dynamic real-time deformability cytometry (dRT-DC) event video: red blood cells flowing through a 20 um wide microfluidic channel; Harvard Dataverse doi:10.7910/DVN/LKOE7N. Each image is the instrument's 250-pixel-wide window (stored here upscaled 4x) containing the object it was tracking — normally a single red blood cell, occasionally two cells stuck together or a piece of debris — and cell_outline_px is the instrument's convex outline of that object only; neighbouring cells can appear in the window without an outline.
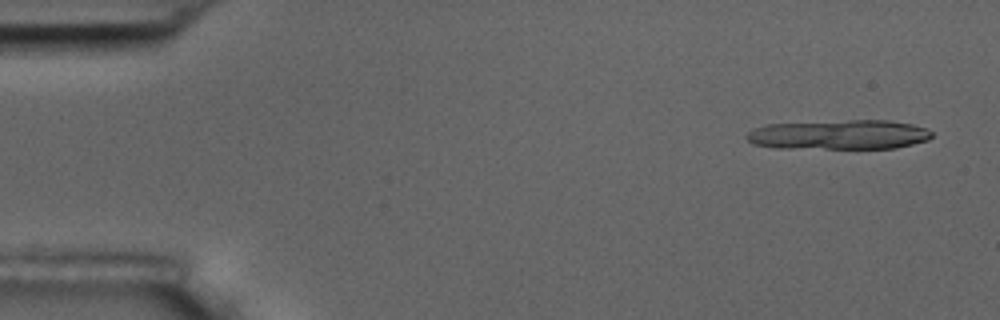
{"species": "common noctule bat (a hibernating species)", "species_latin": "Nyctalus noctula", "temperature_condition": "room temperature", "stored_images_in_passage": 6, "camera_frame_rate_fps": 3000, "um_per_image_px": 0.085, "animal": {"sex": "male", "body_mass_g": 17.5, "forearm_length_mm": 52.3}, "frame": {"image": 1, "passage_image": 1, "time_ms": 0.0, "image_size_px": [1000, 320], "cell_outline_px": [[932, 136], [928, 140], [896, 148], [772, 148], [752, 144], [744, 136], [752, 128], [768, 124], [848, 120], [888, 120], [912, 124], [928, 128], [932, 132]], "centroid_in_image_um": [71.3, 11.45], "position_along_channel_um": 13.7, "area_um2": 32.19}}
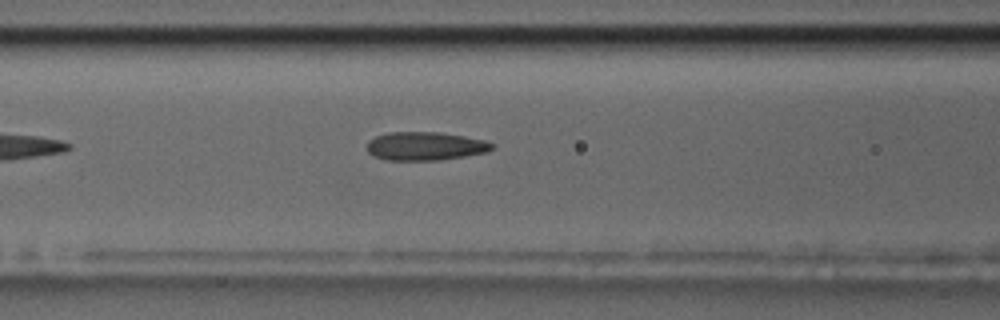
{"frame": {"image": 2, "passage_image": 6, "time_ms": 6.667, "image_size_px": [1000, 320], "cell_outline_px": [[492, 148], [488, 152], [464, 156], [436, 160], [384, 160], [368, 152], [368, 140], [376, 136], [388, 132], [440, 132], [464, 136], [484, 140], [492, 144]], "centroid_in_image_um": [36.12, 12.41], "position_along_channel_um": 130.5, "area_um2": 20.58}}